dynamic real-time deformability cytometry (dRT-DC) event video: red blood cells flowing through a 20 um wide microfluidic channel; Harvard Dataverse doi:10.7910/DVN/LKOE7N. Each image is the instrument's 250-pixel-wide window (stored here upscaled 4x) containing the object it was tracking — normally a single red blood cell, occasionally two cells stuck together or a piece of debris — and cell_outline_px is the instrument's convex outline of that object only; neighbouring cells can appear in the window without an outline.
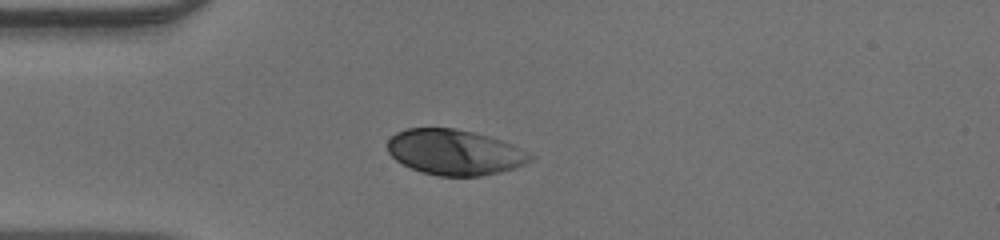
{"species": "human", "species_latin": "Homo sapiens", "temperature_condition": "warm", "stored_images_in_passage": 37, "camera_frame_rate_fps": 3000, "um_per_image_px": 0.085, "donor": {"sex": "male"}, "frame": {"image": 1, "passage_image": 1, "time_ms": 0.0, "image_size_px": [1000, 240], "cell_outline_px": [[532, 160], [524, 164], [500, 172], [480, 176], [436, 176], [412, 168], [396, 160], [388, 152], [388, 140], [396, 132], [408, 128], [456, 128], [488, 136], [512, 144], [528, 152], [532, 156]], "centroid_in_image_um": [38.63, 12.94], "position_along_channel_um": 46.4, "area_um2": 37.51}}
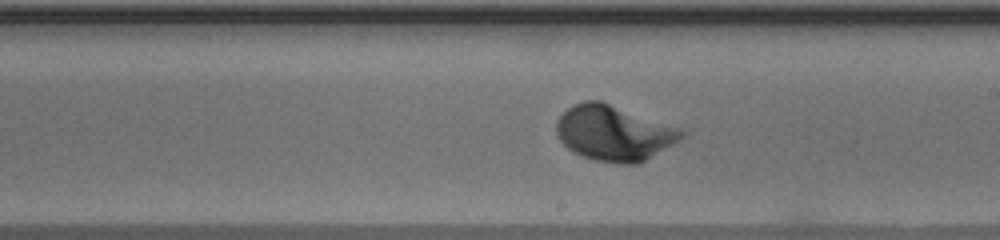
{"frame": {"image": 2, "passage_image": 16, "time_ms": 5.0, "image_size_px": [1000, 240], "cell_outline_px": [[688, 132], [680, 140], [644, 160], [636, 164], [620, 164], [596, 160], [584, 156], [568, 148], [560, 140], [556, 132], [556, 120], [572, 104], [584, 100], [600, 100], [680, 128]], "centroid_in_image_um": [52.18, 11.29], "position_along_channel_um": 236.8, "area_um2": 40.06}}
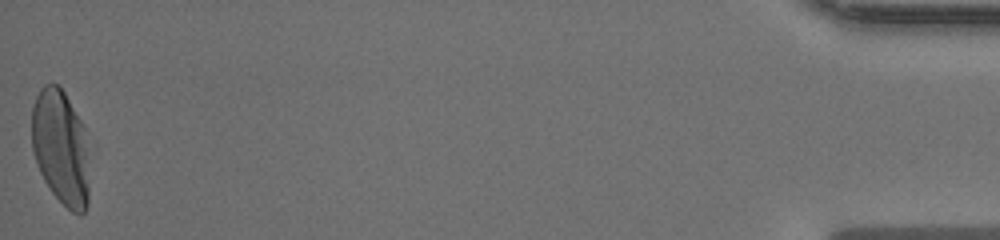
{"frame": {"image": 3, "passage_image": 37, "time_ms": 12.0, "image_size_px": [1000, 240], "cell_outline_px": [[88, 204], [84, 212], [80, 216], [72, 212], [52, 192], [44, 180], [40, 172], [32, 148], [32, 108], [36, 96], [40, 88], [44, 84], [56, 84], [64, 92], [80, 120], [84, 128], [88, 184]], "centroid_in_image_um": [5.14, 12.54], "position_along_channel_um": 430.1, "area_um2": 38.03}}